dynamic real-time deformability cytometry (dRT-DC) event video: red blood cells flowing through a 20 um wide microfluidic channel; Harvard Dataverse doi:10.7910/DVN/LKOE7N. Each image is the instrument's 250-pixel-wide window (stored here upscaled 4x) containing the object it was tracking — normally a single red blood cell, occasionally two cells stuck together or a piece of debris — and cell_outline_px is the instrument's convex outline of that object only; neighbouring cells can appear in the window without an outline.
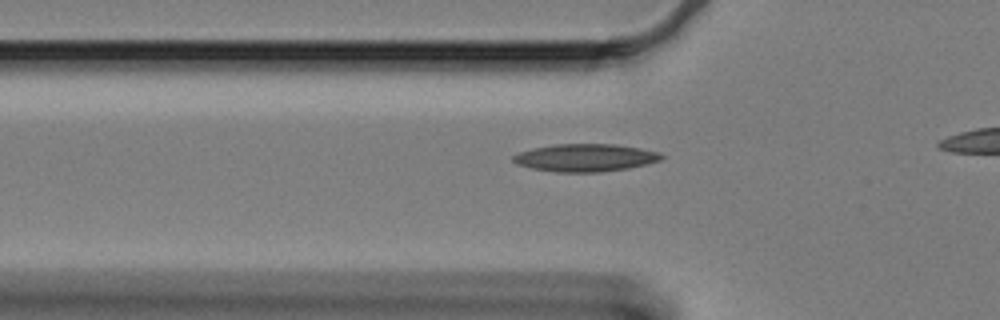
{"species": "Egyptian fruit bat (a non-hibernating species)", "species_latin": "Rousettus aegyptiacus", "temperature_condition": "cold", "stored_images_in_passage": 38, "camera_frame_rate_fps": 3000, "um_per_image_px": 0.085, "animal": {"sex": "female"}, "frame": {"image": 1, "passage_image": 9, "time_ms": 2.667, "image_size_px": [1000, 320], "cell_outline_px": [[664, 156], [660, 160], [628, 168], [600, 172], [556, 172], [532, 168], [516, 164], [512, 160], [512, 156], [520, 152], [532, 148], [556, 144], [616, 144], [640, 148], [660, 152]], "centroid_in_image_um": [49.74, 13.4], "position_along_channel_um": 76.1, "area_um2": 23.81}}
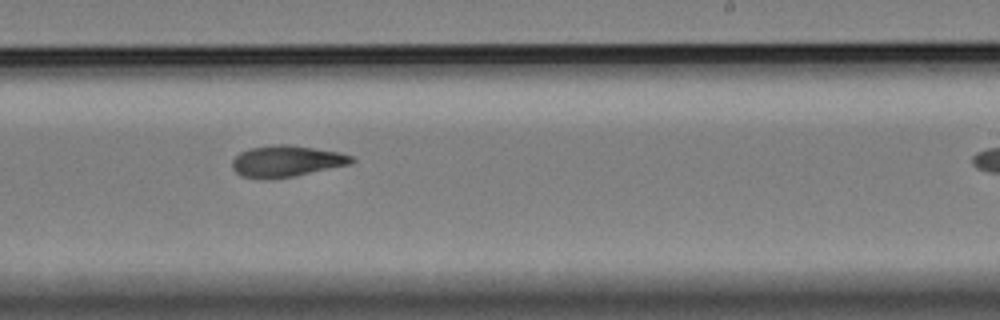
{"frame": {"image": 2, "passage_image": 26, "time_ms": 8.333, "image_size_px": [1000, 320], "cell_outline_px": [[356, 160], [352, 164], [292, 176], [264, 180], [240, 176], [232, 168], [232, 160], [240, 152], [248, 148], [272, 144], [288, 144], [340, 152], [352, 156]], "centroid_in_image_um": [24.32, 13.69], "position_along_channel_um": 264.7, "area_um2": 22.02}}
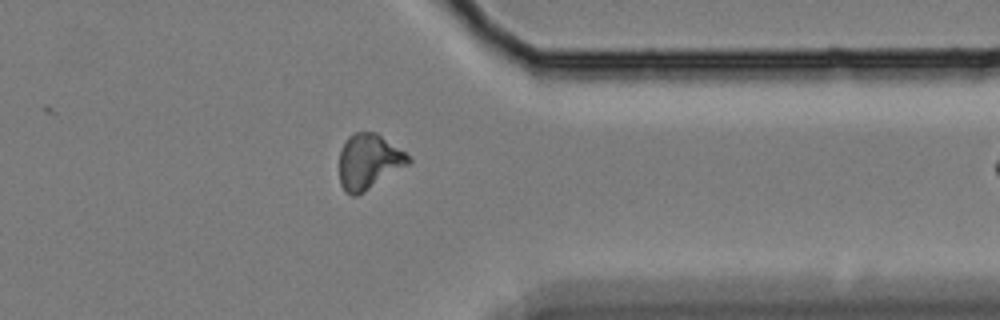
{"frame": {"image": 3, "passage_image": 37, "time_ms": 12.0, "image_size_px": [1000, 320], "cell_outline_px": [[412, 160], [408, 164], [364, 192], [356, 196], [352, 196], [344, 192], [340, 184], [340, 152], [348, 136], [352, 132], [376, 132], [404, 152]], "centroid_in_image_um": [31.31, 13.74], "position_along_channel_um": 380.1, "area_um2": 21.96}}